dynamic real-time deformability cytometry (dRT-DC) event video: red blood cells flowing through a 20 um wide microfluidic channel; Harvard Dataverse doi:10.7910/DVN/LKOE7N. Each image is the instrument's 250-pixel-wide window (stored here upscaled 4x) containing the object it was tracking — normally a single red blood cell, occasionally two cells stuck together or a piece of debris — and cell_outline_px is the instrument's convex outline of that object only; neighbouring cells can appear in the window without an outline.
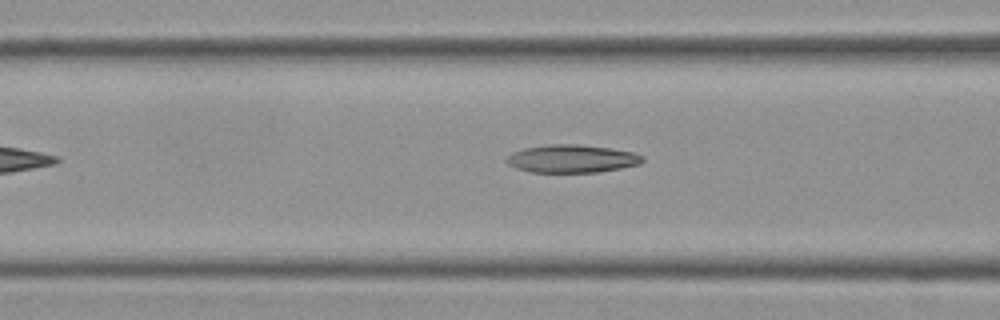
{"species": "Egyptian fruit bat (a non-hibernating species)", "species_latin": "Rousettus aegyptiacus", "temperature_condition": "cold", "stored_images_in_passage": 12, "camera_frame_rate_fps": 3000, "um_per_image_px": 0.085, "frame": {"image": 1, "passage_image": 6, "time_ms": 1.667, "image_size_px": [1000, 320], "cell_outline_px": [[644, 160], [640, 164], [620, 168], [596, 172], [532, 172], [516, 168], [508, 164], [504, 160], [512, 152], [524, 148], [548, 144], [576, 144], [612, 148], [632, 152], [644, 156]], "centroid_in_image_um": [48.6, 13.48], "position_along_channel_um": 118.0, "area_um2": 22.14}}
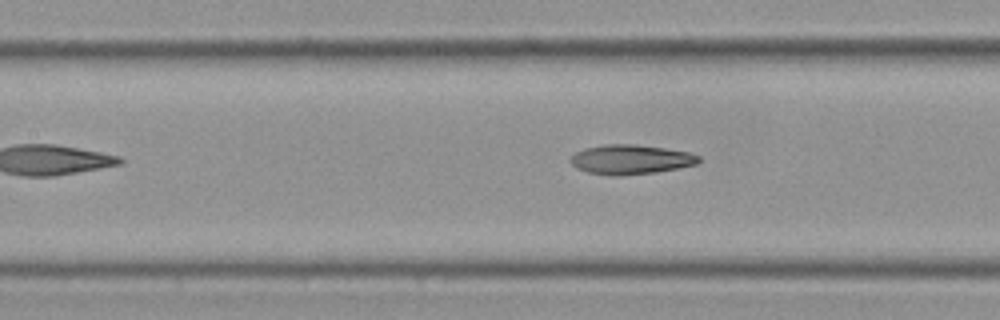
{"frame": {"image": 2, "passage_image": 9, "time_ms": 2.667, "image_size_px": [1000, 320], "cell_outline_px": [[700, 160], [696, 164], [656, 172], [620, 176], [612, 176], [588, 172], [576, 168], [568, 160], [576, 152], [584, 148], [604, 144], [632, 144], [664, 148], [688, 152], [700, 156]], "centroid_in_image_um": [53.57, 13.56], "position_along_channel_um": 153.8, "area_um2": 22.02}}